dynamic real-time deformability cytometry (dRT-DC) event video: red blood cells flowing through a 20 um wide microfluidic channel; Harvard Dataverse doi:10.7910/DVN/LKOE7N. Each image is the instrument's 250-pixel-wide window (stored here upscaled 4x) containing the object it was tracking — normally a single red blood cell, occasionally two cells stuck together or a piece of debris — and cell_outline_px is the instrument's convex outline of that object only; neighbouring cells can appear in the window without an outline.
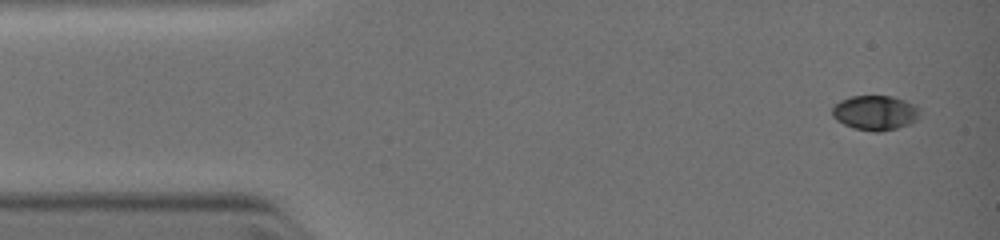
{"species": "common noctule bat (a hibernating species)", "species_latin": "Nyctalus noctula", "temperature_condition": "warm", "stored_images_in_passage": 11, "camera_frame_rate_fps": 3000, "um_per_image_px": 0.085, "animal": {"sex": "female", "body_mass_g": 19.0, "forearm_length_mm": 51.5}, "frame": {"image": 1, "passage_image": 1, "time_ms": 0.0, "image_size_px": [1000, 240], "cell_outline_px": [[920, 108], [916, 120], [908, 124], [896, 128], [856, 128], [844, 124], [836, 120], [832, 116], [832, 104], [848, 96], [892, 96], [916, 104]], "centroid_in_image_um": [74.35, 9.51], "position_along_channel_um": 10.6, "area_um2": 17.17}}
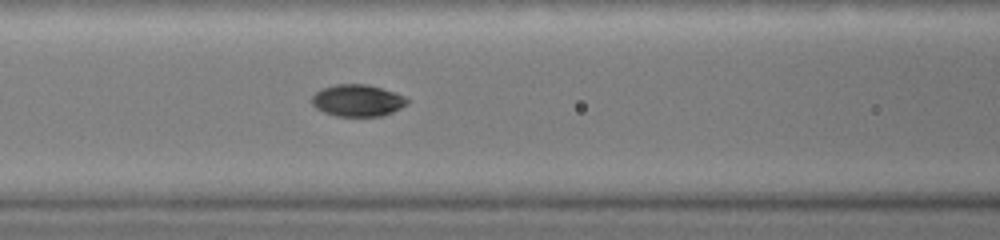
{"frame": {"image": 2, "passage_image": 8, "time_ms": 4.333, "image_size_px": [1000, 240], "cell_outline_px": [[408, 104], [384, 116], [336, 116], [324, 112], [316, 108], [312, 104], [312, 96], [320, 88], [336, 84], [368, 84], [404, 96], [408, 100]], "centroid_in_image_um": [30.37, 8.54], "position_along_channel_um": 136.2, "area_um2": 17.69}}
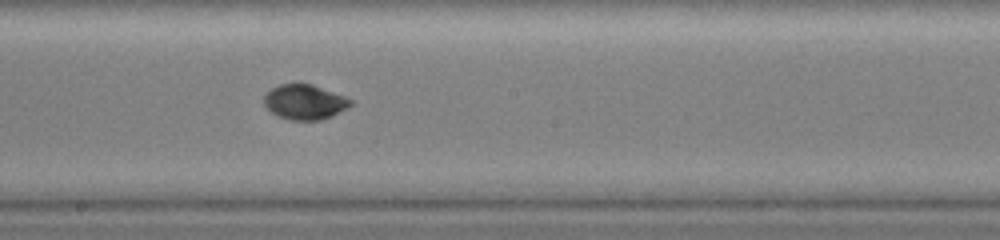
{"frame": {"image": 3, "passage_image": 11, "time_ms": 6.0, "image_size_px": [1000, 240], "cell_outline_px": [[352, 104], [332, 116], [320, 120], [292, 120], [276, 116], [264, 104], [264, 96], [272, 88], [280, 84], [296, 80], [300, 80], [312, 84], [344, 96], [352, 100]], "centroid_in_image_um": [25.87, 8.63], "position_along_channel_um": 222.3, "area_um2": 17.92}}